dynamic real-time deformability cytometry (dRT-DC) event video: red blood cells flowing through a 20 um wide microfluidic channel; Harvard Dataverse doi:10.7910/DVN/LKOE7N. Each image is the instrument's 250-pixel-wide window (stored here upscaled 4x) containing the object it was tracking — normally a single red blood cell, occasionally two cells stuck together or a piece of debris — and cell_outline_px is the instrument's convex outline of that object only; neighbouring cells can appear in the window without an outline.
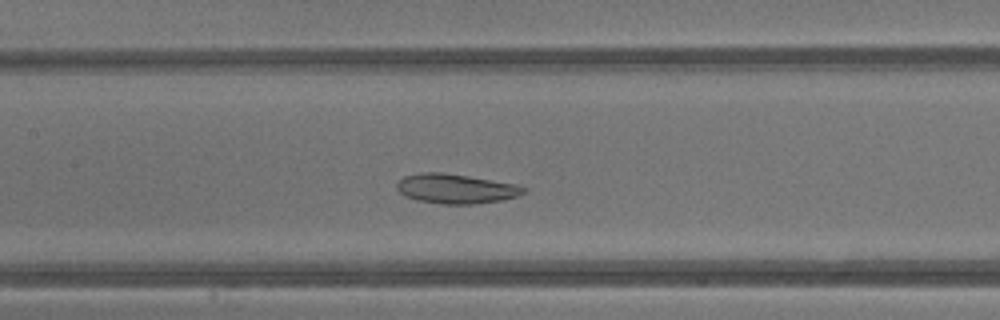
{"species": "common noctule bat (a hibernating species)", "species_latin": "Nyctalus noctula", "temperature_condition": "warm", "stored_images_in_passage": 38, "camera_frame_rate_fps": 3000, "um_per_image_px": 0.085, "animal": {"sex": "male", "body_mass_g": 13.3}, "frame": {"image": 1, "passage_image": 16, "time_ms": 5.0, "image_size_px": [1000, 320], "cell_outline_px": [[528, 192], [520, 196], [500, 200], [476, 204], [444, 204], [416, 200], [404, 196], [396, 188], [396, 184], [404, 176], [420, 172], [444, 172], [516, 184], [528, 188]], "centroid_in_image_um": [38.77, 16.04], "position_along_channel_um": 168.6, "area_um2": 22.08}}
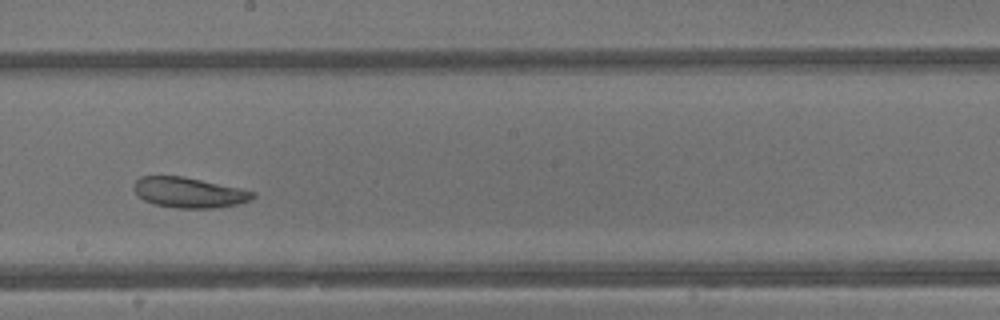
{"frame": {"image": 2, "passage_image": 20, "time_ms": 6.333, "image_size_px": [1000, 320], "cell_outline_px": [[256, 196], [252, 200], [236, 204], [216, 208], [176, 208], [156, 204], [144, 200], [136, 196], [132, 188], [132, 184], [140, 176], [184, 176], [240, 188], [256, 192]], "centroid_in_image_um": [16.04, 16.36], "position_along_channel_um": 232.2, "area_um2": 21.27}}
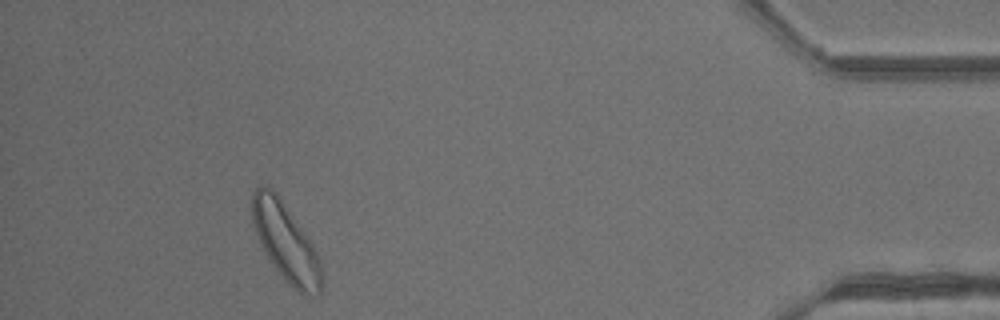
{"frame": {"image": 3, "passage_image": 35, "time_ms": 11.333, "image_size_px": [1000, 320], "cell_outline_px": [[324, 284], [320, 292], [316, 296], [304, 296], [292, 288], [280, 276], [268, 260], [256, 232], [252, 220], [252, 192], [260, 184], [268, 184], [276, 192], [312, 244], [316, 252], [324, 276]], "centroid_in_image_um": [24.3, 20.64], "position_along_channel_um": 410.9, "area_um2": 31.85}, "authors_computed_cell_mechanics": {"area_um2": 25.2586, "velocity_mm_per_s": 4.7901, "shape_relaxation_time_tau1_ms": 5.8114, "shape_relaxation_time_tau2_ms": 6.3105, "deformation_change_tau1": 0.1223, "deformation_change_tau2": 0.1495}}